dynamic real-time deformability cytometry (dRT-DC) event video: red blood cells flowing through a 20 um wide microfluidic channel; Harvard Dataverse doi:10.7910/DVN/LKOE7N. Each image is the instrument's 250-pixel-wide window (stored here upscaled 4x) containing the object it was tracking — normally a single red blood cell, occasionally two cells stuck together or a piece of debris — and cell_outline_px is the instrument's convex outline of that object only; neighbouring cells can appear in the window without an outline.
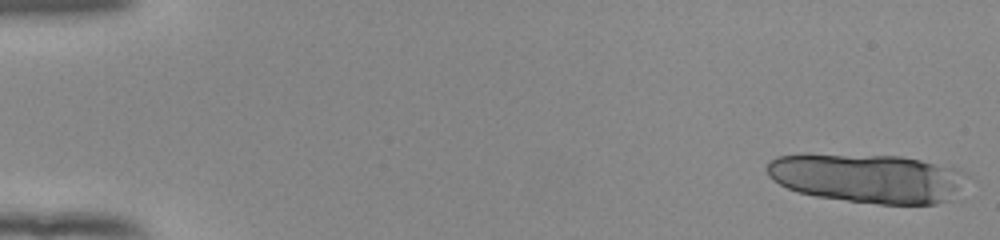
{"species": "human", "species_latin": "Homo sapiens", "temperature_condition": "room temperature", "stored_images_in_passage": 17, "camera_frame_rate_fps": 3000, "um_per_image_px": 0.085, "donor": {"sex": "female"}, "frame": {"image": 1, "passage_image": 1, "time_ms": 0.0, "image_size_px": [1000, 240], "cell_outline_px": [[968, 176], [964, 200], [936, 204], [880, 204], [816, 196], [800, 192], [788, 188], [772, 180], [768, 176], [764, 168], [768, 160], [776, 156], [800, 152], [808, 152], [900, 156], [920, 160], [956, 168], [964, 172]], "centroid_in_image_um": [73.83, 15.13], "position_along_channel_um": 11.2, "area_um2": 59.53}}